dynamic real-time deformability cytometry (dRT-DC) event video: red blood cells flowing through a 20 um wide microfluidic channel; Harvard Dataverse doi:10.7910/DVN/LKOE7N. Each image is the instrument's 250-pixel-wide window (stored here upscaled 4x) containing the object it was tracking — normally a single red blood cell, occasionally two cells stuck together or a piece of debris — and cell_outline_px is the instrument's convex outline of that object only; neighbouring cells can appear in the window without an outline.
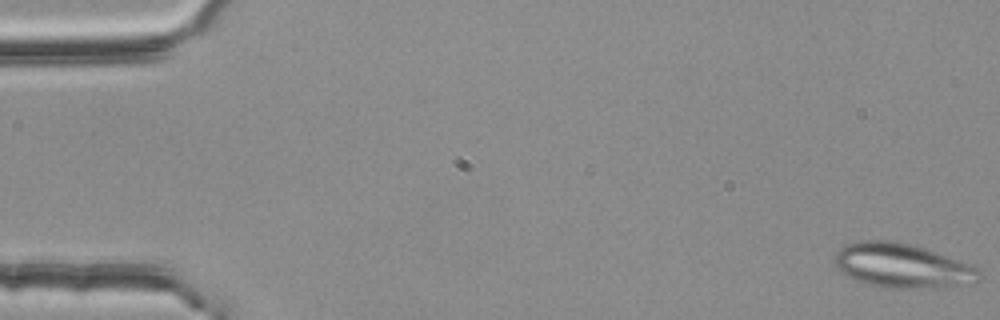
{"species": "common noctule bat (a hibernating species)", "species_latin": "Nyctalus noctula", "temperature_condition": "room temperature", "stored_images_in_passage": 4, "camera_frame_rate_fps": 3000, "um_per_image_px": 0.085, "animal": {"sex": "female", "body_mass_g": 25.1}, "frame": {"image": 1, "passage_image": 1, "time_ms": 0.0, "image_size_px": [1000, 320], "cell_outline_px": [[980, 272], [956, 284], [936, 288], [896, 288], [872, 284], [848, 276], [840, 272], [832, 264], [832, 256], [844, 244], [860, 240], [892, 240], [924, 248], [976, 264]], "centroid_in_image_um": [76.55, 22.53], "position_along_channel_um": 8.5, "area_um2": 36.76}}